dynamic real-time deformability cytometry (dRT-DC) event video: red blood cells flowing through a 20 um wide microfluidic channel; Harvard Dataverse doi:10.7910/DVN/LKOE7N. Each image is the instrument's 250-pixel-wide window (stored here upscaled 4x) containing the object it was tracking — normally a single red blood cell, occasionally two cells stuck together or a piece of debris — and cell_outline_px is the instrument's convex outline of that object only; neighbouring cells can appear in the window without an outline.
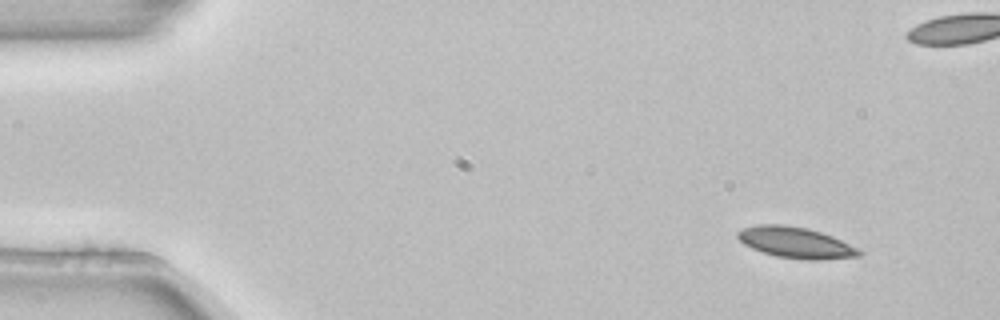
{"species": "common noctule bat (a hibernating species)", "species_latin": "Nyctalus noctula", "temperature_condition": "room temperature", "stored_images_in_passage": 5, "camera_frame_rate_fps": 3000, "um_per_image_px": 0.085, "animal": {"sex": "female", "body_mass_g": 22.7, "forearm_length_mm": 54.2}, "frame": {"image": 1, "passage_image": 1, "time_ms": 0.0, "image_size_px": [1000, 320], "cell_outline_px": [[864, 252], [860, 256], [820, 260], [804, 260], [776, 256], [752, 248], [744, 244], [736, 236], [736, 232], [744, 228], [756, 224], [784, 224], [808, 228], [832, 236]], "centroid_in_image_um": [67.61, 20.61], "position_along_channel_um": 17.4, "area_um2": 21.91}}